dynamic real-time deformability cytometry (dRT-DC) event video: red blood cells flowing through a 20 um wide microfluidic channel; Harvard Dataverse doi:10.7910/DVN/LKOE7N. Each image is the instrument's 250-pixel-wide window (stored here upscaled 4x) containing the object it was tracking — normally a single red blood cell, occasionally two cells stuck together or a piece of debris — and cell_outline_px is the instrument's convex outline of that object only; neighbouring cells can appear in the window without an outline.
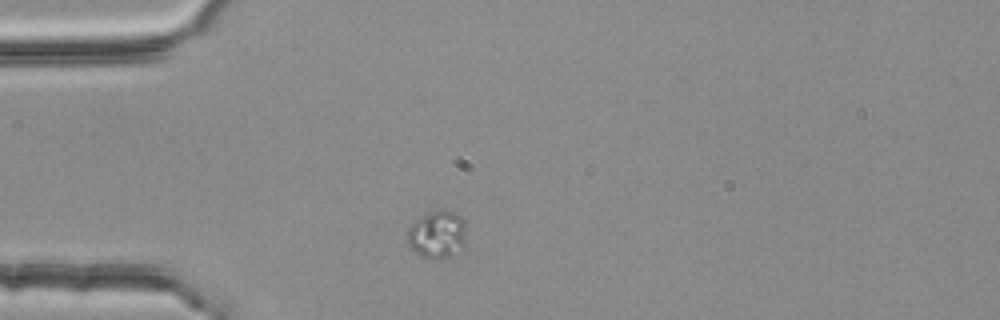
{"species": "common noctule bat (a hibernating species)", "species_latin": "Nyctalus noctula", "temperature_condition": "room temperature", "stored_images_in_passage": 2, "camera_frame_rate_fps": 3000, "um_per_image_px": 0.085, "animal": {"sex": "female", "body_mass_g": 25.1}, "frame": {"image": 1, "passage_image": 1, "time_ms": 0.0, "image_size_px": [1000, 320], "cell_outline_px": [[464, 248], [452, 256], [436, 260], [420, 256], [408, 248], [404, 240], [404, 236], [408, 228], [416, 220], [432, 212], [452, 212], [460, 216], [464, 220]], "centroid_in_image_um": [37.09, 20.02], "position_along_channel_um": 47.9, "area_um2": 16.47}}